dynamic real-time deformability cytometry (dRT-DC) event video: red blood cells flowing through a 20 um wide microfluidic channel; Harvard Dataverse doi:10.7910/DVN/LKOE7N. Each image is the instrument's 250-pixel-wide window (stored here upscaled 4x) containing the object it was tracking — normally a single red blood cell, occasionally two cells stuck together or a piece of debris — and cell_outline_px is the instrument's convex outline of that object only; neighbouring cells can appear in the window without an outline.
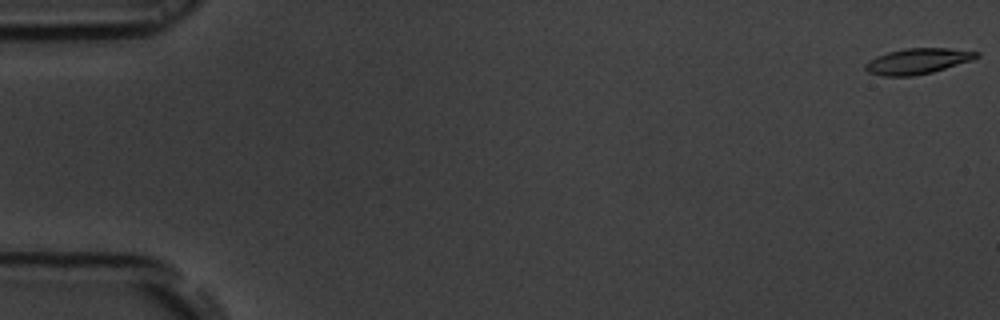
{"species": "common noctule bat (a hibernating species)", "species_latin": "Nyctalus noctula", "temperature_condition": "room temperature", "stored_images_in_passage": 54, "camera_frame_rate_fps": 3000, "um_per_image_px": 0.085, "animal": {"sex": "male", "body_mass_g": 19.5, "forearm_length_mm": 54.6}, "frame": {"image": 1, "passage_image": 1, "time_ms": 0.0, "image_size_px": [1000, 320], "cell_outline_px": [[980, 56], [972, 60], [932, 72], [912, 76], [884, 76], [868, 72], [864, 68], [864, 64], [876, 56], [888, 52], [904, 48], [948, 48], [980, 52]], "centroid_in_image_um": [77.99, 5.19], "position_along_channel_um": 7.0, "area_um2": 16.59}}
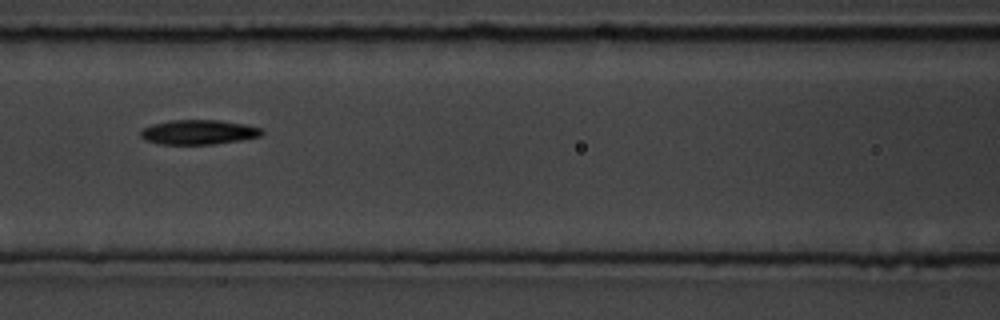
{"frame": {"image": 2, "passage_image": 24, "time_ms": 7.667, "image_size_px": [1000, 320], "cell_outline_px": [[264, 132], [260, 136], [240, 140], [212, 144], [160, 144], [144, 140], [140, 136], [140, 132], [144, 128], [152, 124], [172, 120], [220, 120], [244, 124], [264, 128]], "centroid_in_image_um": [16.89, 11.23], "position_along_channel_um": 149.7, "area_um2": 17.4}}
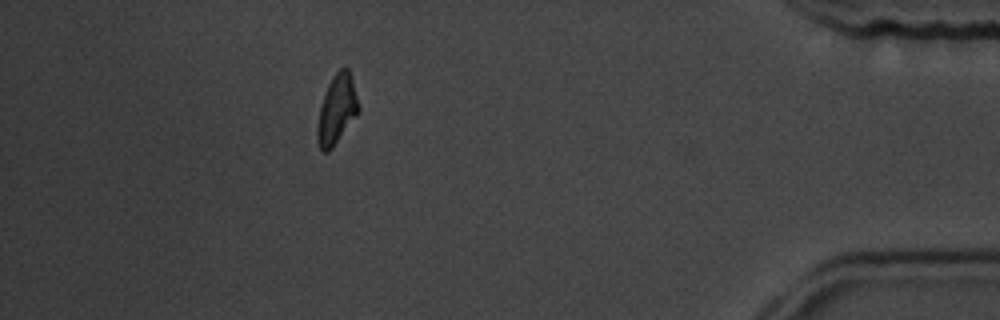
{"frame": {"image": 3, "passage_image": 48, "time_ms": 15.667, "image_size_px": [1000, 320], "cell_outline_px": [[360, 112], [332, 148], [328, 152], [324, 152], [320, 148], [316, 140], [316, 128], [320, 108], [328, 84], [332, 76], [344, 64], [348, 68], [352, 80], [360, 108]], "centroid_in_image_um": [28.63, 9.31], "position_along_channel_um": 406.6, "area_um2": 16.7}, "authors_computed_cell_mechanics": {"area_um2": 16.9354, "velocity_mm_per_s": 3.8323, "shape_relaxation_time_tau1_ms": 5.7013, "shape_relaxation_time_tau2_ms": null, "deformation_change_tau1": 0.1498, "deformation_change_tau2": null}}